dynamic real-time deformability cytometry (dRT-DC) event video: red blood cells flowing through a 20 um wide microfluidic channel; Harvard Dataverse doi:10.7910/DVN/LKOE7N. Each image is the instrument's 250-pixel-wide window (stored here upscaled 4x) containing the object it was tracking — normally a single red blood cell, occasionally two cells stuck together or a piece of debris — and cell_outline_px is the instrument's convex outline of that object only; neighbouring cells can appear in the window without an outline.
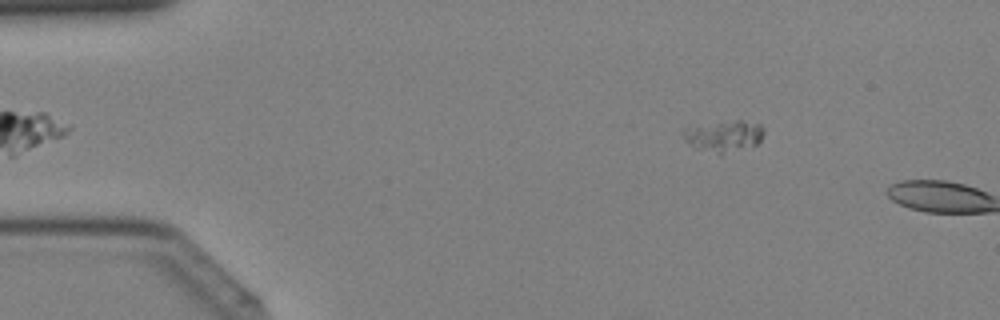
{"species": "Egyptian fruit bat (a non-hibernating species)", "species_latin": "Rousettus aegyptiacus", "temperature_condition": "cold", "stored_images_in_passage": 2, "camera_frame_rate_fps": 3000, "um_per_image_px": 0.085, "animal": {"sex": "female"}, "frame": {"image": 1, "passage_image": 1, "time_ms": 0.0, "image_size_px": [1000, 320], "cell_outline_px": [[764, 132], [760, 140], [756, 144], [720, 156], [688, 144], [684, 140], [680, 132], [696, 128], [736, 120], [744, 120], [760, 124], [764, 128]], "centroid_in_image_um": [61.6, 11.61], "position_along_channel_um": 23.4, "area_um2": 14.22}}